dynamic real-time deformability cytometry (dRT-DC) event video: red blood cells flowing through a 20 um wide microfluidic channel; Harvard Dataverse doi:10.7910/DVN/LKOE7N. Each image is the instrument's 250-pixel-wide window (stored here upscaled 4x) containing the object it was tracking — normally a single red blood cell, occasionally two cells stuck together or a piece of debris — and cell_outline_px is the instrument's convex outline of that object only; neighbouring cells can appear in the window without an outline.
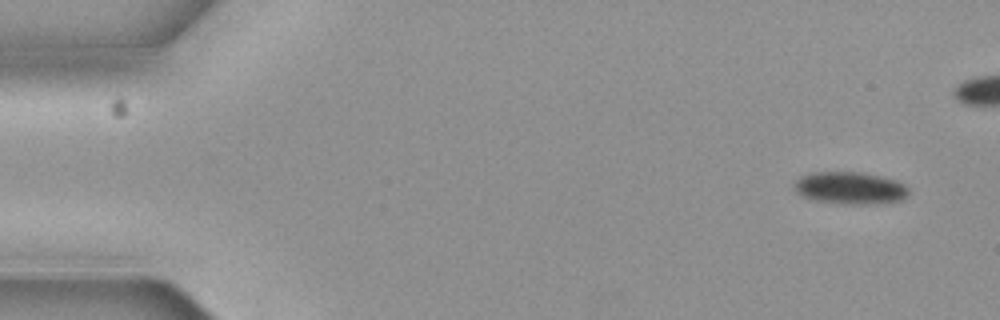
{"species": "common noctule bat (a hibernating species)", "species_latin": "Nyctalus noctula", "temperature_condition": "cold", "stored_images_in_passage": 6, "camera_frame_rate_fps": 3000, "um_per_image_px": 0.085, "animal": {"sex": "female", "body_mass_g": 19.3, "forearm_length_mm": 54.1}, "frame": {"image": 1, "passage_image": 1, "time_ms": 0.0, "image_size_px": [1000, 320], "cell_outline_px": [[908, 192], [904, 200], [880, 204], [836, 204], [808, 200], [800, 196], [792, 188], [792, 184], [800, 176], [812, 172], [860, 172], [880, 176], [892, 180], [908, 188]], "centroid_in_image_um": [72.15, 16.01], "position_along_channel_um": 12.8, "area_um2": 21.96}}
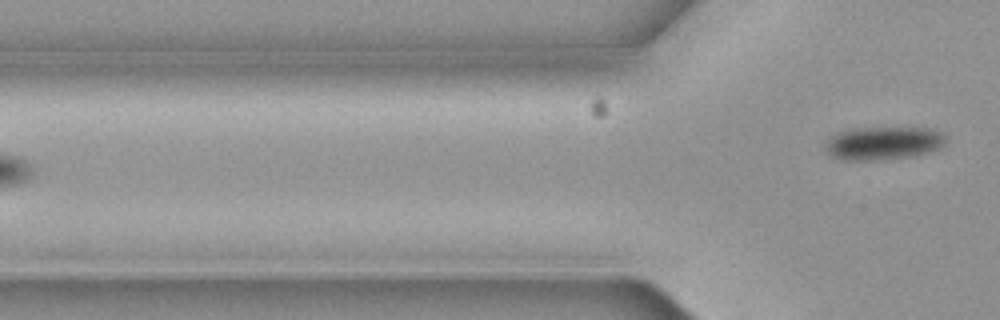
{"frame": {"image": 2, "passage_image": 6, "time_ms": 1.667, "image_size_px": [1000, 320], "cell_outline_px": [[948, 140], [940, 148], [932, 152], [912, 156], [876, 160], [840, 160], [832, 156], [828, 152], [824, 144], [832, 136], [840, 132], [852, 128], [932, 128], [940, 132]], "centroid_in_image_um": [75.11, 12.17], "position_along_channel_um": 50.7, "area_um2": 23.35}}